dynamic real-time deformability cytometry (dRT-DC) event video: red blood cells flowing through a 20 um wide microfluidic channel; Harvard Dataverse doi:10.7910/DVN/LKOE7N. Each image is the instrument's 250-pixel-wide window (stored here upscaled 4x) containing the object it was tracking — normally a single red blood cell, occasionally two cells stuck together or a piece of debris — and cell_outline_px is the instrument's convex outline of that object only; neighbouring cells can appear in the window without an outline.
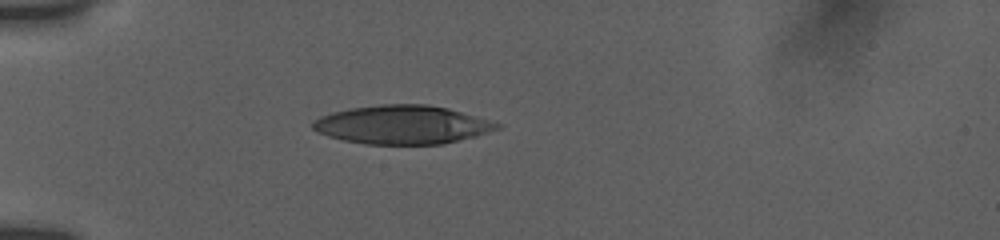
{"species": "human", "species_latin": "Homo sapiens", "temperature_condition": "room temperature", "stored_images_in_passage": 5, "camera_frame_rate_fps": 3000, "um_per_image_px": 0.085, "donor": {"sex": "female"}, "frame": {"image": 1, "passage_image": 1, "time_ms": 0.0, "image_size_px": [1000, 240], "cell_outline_px": [[500, 128], [476, 136], [440, 144], [364, 144], [344, 140], [328, 136], [316, 132], [312, 128], [312, 120], [320, 116], [332, 112], [352, 108], [380, 104], [428, 104], [448, 108], [488, 120], [500, 124]], "centroid_in_image_um": [34.14, 10.6], "position_along_channel_um": 50.9, "area_um2": 41.27}}
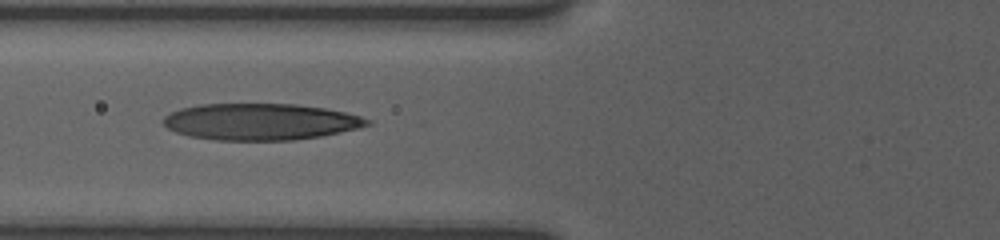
{"frame": {"image": 2, "passage_image": 4, "time_ms": 2.0, "image_size_px": [1000, 240], "cell_outline_px": [[372, 124], [360, 128], [320, 136], [296, 140], [216, 140], [188, 136], [176, 132], [168, 128], [164, 124], [164, 116], [180, 108], [200, 104], [296, 104], [324, 108], [344, 112], [360, 116], [372, 120]], "centroid_in_image_um": [22.16, 10.35], "position_along_channel_um": 103.6, "area_um2": 43.47}}